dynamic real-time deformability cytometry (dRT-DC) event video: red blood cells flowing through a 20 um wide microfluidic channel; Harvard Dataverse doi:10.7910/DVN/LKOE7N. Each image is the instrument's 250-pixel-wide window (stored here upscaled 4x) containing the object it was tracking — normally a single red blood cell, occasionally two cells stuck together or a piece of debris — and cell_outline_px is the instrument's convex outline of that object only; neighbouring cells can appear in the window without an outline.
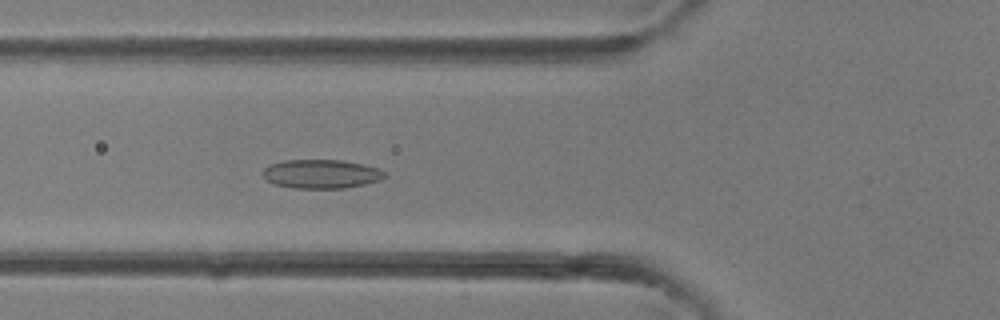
{"species": "common noctule bat (a hibernating species)", "species_latin": "Nyctalus noctula", "temperature_condition": "room temperature", "stored_images_in_passage": 28, "camera_frame_rate_fps": 3000, "um_per_image_px": 0.085, "animal": {"sex": "female"}, "frame": {"image": 1, "passage_image": 3, "time_ms": 0.667, "image_size_px": [1000, 320], "cell_outline_px": [[388, 176], [380, 180], [364, 184], [344, 188], [292, 188], [276, 184], [268, 180], [260, 172], [264, 168], [272, 164], [284, 160], [344, 160], [380, 168]], "centroid_in_image_um": [27.33, 14.78], "position_along_channel_um": 98.5, "area_um2": 20.52}}
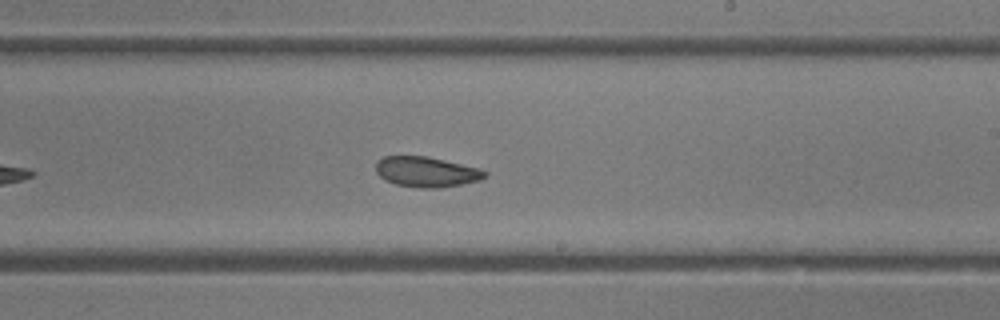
{"frame": {"image": 2, "passage_image": 12, "time_ms": 3.667, "image_size_px": [1000, 320], "cell_outline_px": [[488, 176], [480, 180], [440, 188], [420, 188], [396, 184], [384, 180], [376, 172], [376, 160], [384, 156], [428, 156], [480, 168], [488, 172]], "centroid_in_image_um": [36.25, 14.6], "position_along_channel_um": 252.7, "area_um2": 19.42}}
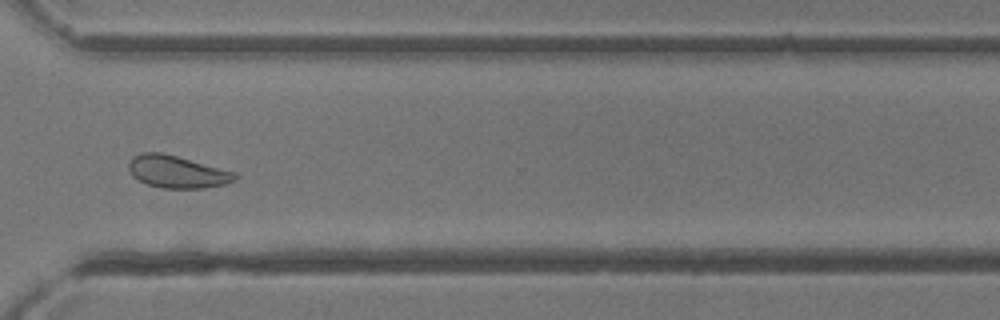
{"frame": {"image": 3, "passage_image": 18, "time_ms": 5.667, "image_size_px": [1000, 320], "cell_outline_px": [[240, 176], [236, 180], [224, 184], [204, 188], [160, 188], [148, 184], [132, 176], [128, 168], [128, 164], [132, 156], [140, 152], [160, 152], [176, 156], [236, 172]], "centroid_in_image_um": [15.05, 14.6], "position_along_channel_um": 355.5, "area_um2": 20.06}}